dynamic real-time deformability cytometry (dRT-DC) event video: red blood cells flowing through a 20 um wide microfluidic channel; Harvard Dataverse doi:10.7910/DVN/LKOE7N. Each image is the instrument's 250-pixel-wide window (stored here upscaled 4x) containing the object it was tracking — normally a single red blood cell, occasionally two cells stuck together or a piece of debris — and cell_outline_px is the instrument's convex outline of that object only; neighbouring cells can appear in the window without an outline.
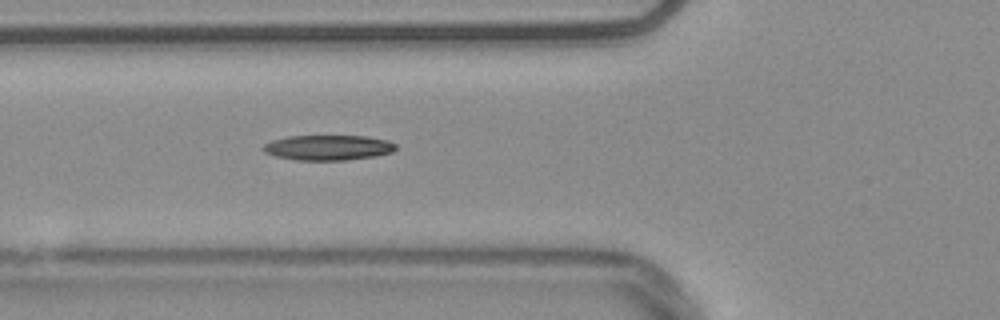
{"species": "common noctule bat (a hibernating species)", "species_latin": "Nyctalus noctula", "temperature_condition": "warm", "stored_images_in_passage": 41, "camera_frame_rate_fps": 3000, "um_per_image_px": 0.085, "animal": {"sex": "male", "body_mass_g": 20.4}, "frame": {"image": 1, "passage_image": 7, "time_ms": 2.0, "image_size_px": [1000, 320], "cell_outline_px": [[396, 148], [392, 152], [372, 156], [344, 160], [296, 160], [276, 156], [264, 152], [260, 148], [264, 144], [272, 140], [288, 136], [368, 136], [388, 140], [396, 144]], "centroid_in_image_um": [27.86, 12.54], "position_along_channel_um": 97.9, "area_um2": 19.42}}